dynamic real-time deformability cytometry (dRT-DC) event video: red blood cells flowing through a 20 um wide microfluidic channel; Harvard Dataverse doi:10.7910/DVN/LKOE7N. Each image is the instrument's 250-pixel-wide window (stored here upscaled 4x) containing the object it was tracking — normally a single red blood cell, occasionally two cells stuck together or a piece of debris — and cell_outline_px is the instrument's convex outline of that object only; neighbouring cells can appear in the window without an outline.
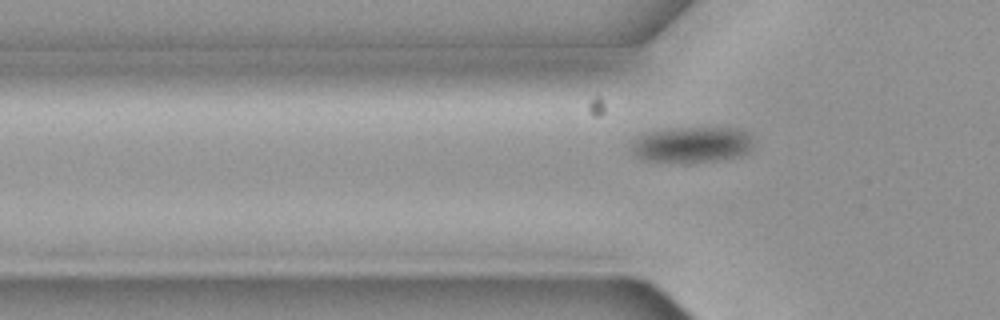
{"species": "common noctule bat (a hibernating species)", "species_latin": "Nyctalus noctula", "temperature_condition": "cold", "stored_images_in_passage": 6, "camera_frame_rate_fps": 3000, "um_per_image_px": 0.085, "animal": {"sex": "female", "body_mass_g": 19.3, "forearm_length_mm": 54.1}, "frame": {"image": 1, "passage_image": 6, "time_ms": 1.667, "image_size_px": [1000, 320], "cell_outline_px": [[752, 148], [748, 152], [740, 156], [716, 160], [688, 164], [684, 164], [644, 160], [636, 156], [632, 148], [632, 140], [636, 136], [648, 132], [664, 128], [736, 128], [748, 132], [752, 136]], "centroid_in_image_um": [58.8, 12.31], "position_along_channel_um": 67.0, "area_um2": 26.13}}